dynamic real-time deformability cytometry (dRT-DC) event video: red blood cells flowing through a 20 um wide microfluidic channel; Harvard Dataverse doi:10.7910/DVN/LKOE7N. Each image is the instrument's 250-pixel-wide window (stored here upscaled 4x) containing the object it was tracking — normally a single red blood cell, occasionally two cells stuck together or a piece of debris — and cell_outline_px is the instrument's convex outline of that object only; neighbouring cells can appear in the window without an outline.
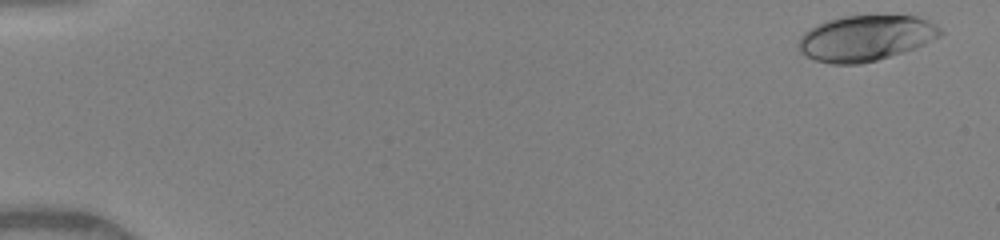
{"species": "human", "species_latin": "Homo sapiens", "temperature_condition": "warm", "stored_images_in_passage": 49, "camera_frame_rate_fps": 3000, "um_per_image_px": 0.085, "donor": {"sex": "female"}, "frame": {"image": 1, "passage_image": 2, "time_ms": 0.333, "image_size_px": [1000, 240], "cell_outline_px": [[944, 32], [940, 36], [916, 48], [904, 52], [876, 60], [860, 64], [832, 64], [816, 60], [800, 52], [796, 44], [800, 36], [808, 28], [816, 24], [828, 20], [844, 16], [916, 16], [928, 20], [936, 24]], "centroid_in_image_um": [73.57, 3.24], "position_along_channel_um": 11.4, "area_um2": 37.8}}
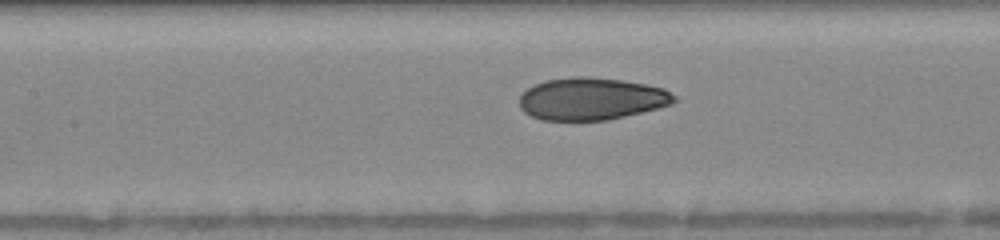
{"frame": {"image": 2, "passage_image": 24, "time_ms": 7.667, "image_size_px": [1000, 240], "cell_outline_px": [[676, 100], [672, 104], [660, 108], [608, 120], [540, 120], [524, 112], [520, 108], [520, 92], [536, 84], [548, 80], [576, 76], [584, 76], [624, 80], [664, 88], [676, 96]], "centroid_in_image_um": [50.28, 8.4], "position_along_channel_um": 157.1, "area_um2": 38.26}}
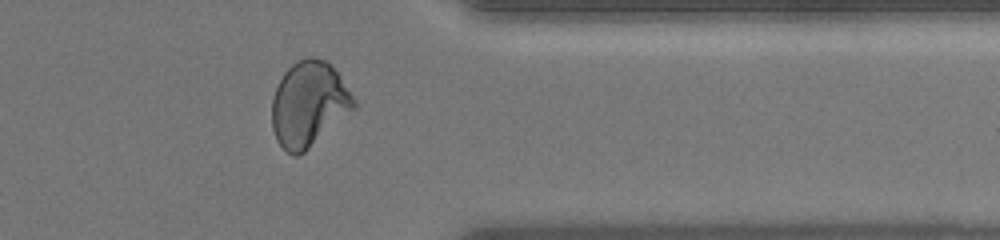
{"frame": {"image": 3, "passage_image": 41, "time_ms": 13.333, "image_size_px": [1000, 240], "cell_outline_px": [[356, 108], [304, 152], [296, 156], [292, 156], [276, 140], [272, 128], [272, 100], [276, 88], [284, 72], [292, 64], [304, 56], [312, 56], [328, 60], [332, 64], [356, 100]], "centroid_in_image_um": [26.26, 8.82], "position_along_channel_um": 385.1, "area_um2": 40.81}, "authors_computed_cell_mechanics": {"area_um2": 38.5526, "velocity_mm_per_s": 4.1268, "shape_relaxation_time_tau1_ms": 5.9313, "shape_relaxation_time_tau2_ms": 0.8636, "deformation_change_tau1": 0.211, "deformation_change_tau2": 0.0581}}